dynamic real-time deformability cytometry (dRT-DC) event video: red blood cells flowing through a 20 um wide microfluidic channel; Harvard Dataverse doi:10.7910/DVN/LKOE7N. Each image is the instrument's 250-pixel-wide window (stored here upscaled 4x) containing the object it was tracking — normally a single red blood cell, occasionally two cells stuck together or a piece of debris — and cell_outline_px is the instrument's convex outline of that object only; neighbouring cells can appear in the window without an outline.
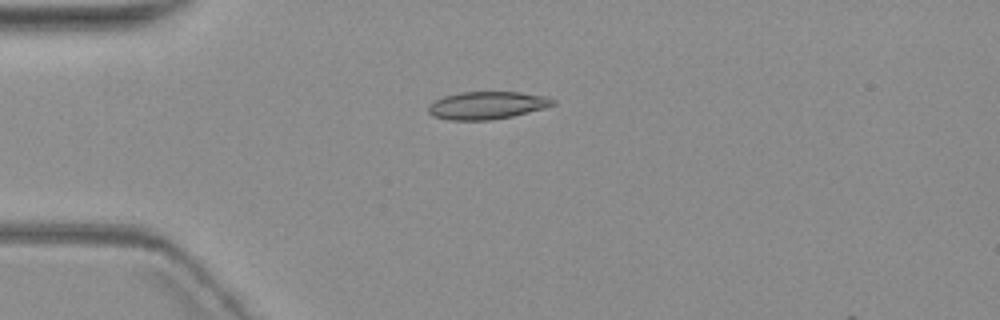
{"species": "common noctule bat (a hibernating species)", "species_latin": "Nyctalus noctula", "temperature_condition": "warm", "stored_images_in_passage": 11, "camera_frame_rate_fps": 3000, "um_per_image_px": 0.085, "animal": {"sex": "female", "body_mass_g": 19.3, "forearm_length_mm": 54.1}, "frame": {"image": 1, "passage_image": 4, "time_ms": 4.333, "image_size_px": [1000, 320], "cell_outline_px": [[556, 104], [544, 108], [512, 116], [492, 120], [448, 120], [432, 116], [428, 112], [428, 104], [444, 96], [460, 92], [520, 92], [548, 96], [556, 100]], "centroid_in_image_um": [41.4, 8.95], "position_along_channel_um": 43.6, "area_um2": 20.23}}
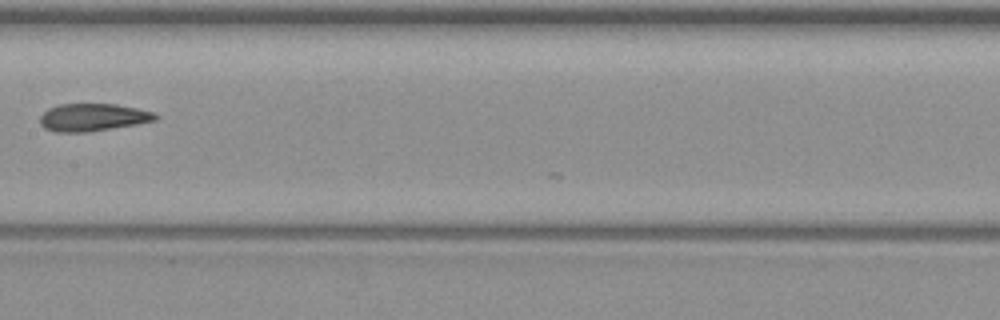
{"frame": {"image": 2, "passage_image": 8, "time_ms": 9.333, "image_size_px": [1000, 320], "cell_outline_px": [[160, 116], [156, 120], [136, 124], [88, 132], [56, 132], [44, 128], [40, 124], [40, 116], [48, 108], [60, 104], [116, 104], [156, 112]], "centroid_in_image_um": [7.9, 9.97], "position_along_channel_um": 199.5, "area_um2": 18.61}}
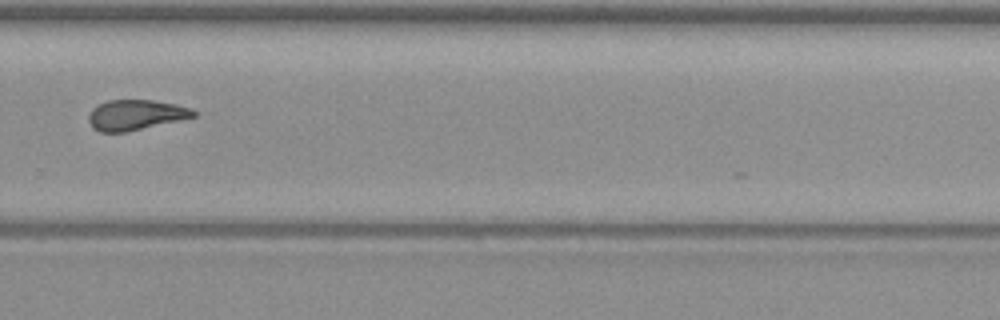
{"frame": {"image": 3, "passage_image": 11, "time_ms": 12.667, "image_size_px": [1000, 320], "cell_outline_px": [[196, 116], [128, 132], [100, 132], [92, 128], [88, 120], [88, 116], [92, 108], [108, 100], [152, 100], [176, 104], [192, 108], [196, 112]], "centroid_in_image_um": [11.52, 9.77], "position_along_channel_um": 318.3, "area_um2": 18.55}}